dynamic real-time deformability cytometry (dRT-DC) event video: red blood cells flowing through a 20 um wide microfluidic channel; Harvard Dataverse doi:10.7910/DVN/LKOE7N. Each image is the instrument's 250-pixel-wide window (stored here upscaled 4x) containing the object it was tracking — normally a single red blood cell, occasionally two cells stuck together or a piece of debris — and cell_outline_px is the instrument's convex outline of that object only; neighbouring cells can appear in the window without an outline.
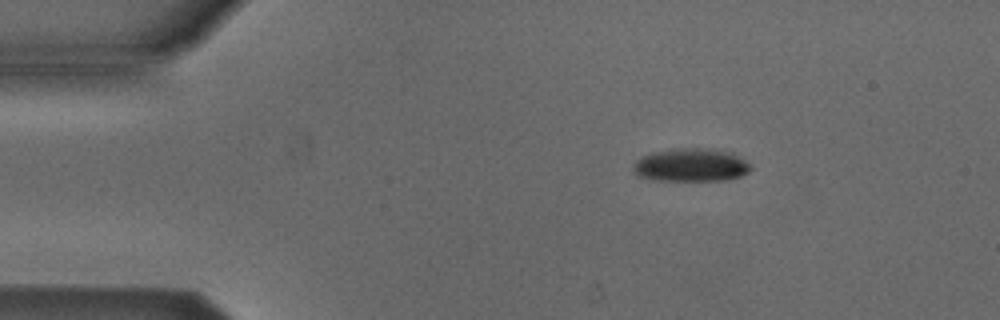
{"species": "Egyptian fruit bat (a non-hibernating species)", "species_latin": "Rousettus aegyptiacus", "temperature_condition": "cold", "stored_images_in_passage": 45, "camera_frame_rate_fps": 3000, "um_per_image_px": 0.085, "animal": {"sex": "male"}, "frame": {"image": 1, "passage_image": 1, "time_ms": 0.0, "image_size_px": [1000, 320], "cell_outline_px": [[752, 168], [748, 172], [740, 176], [728, 180], [656, 180], [640, 176], [632, 168], [632, 164], [640, 156], [652, 152], [676, 148], [712, 148], [732, 152], [744, 160]], "centroid_in_image_um": [58.73, 14.01], "position_along_channel_um": 26.3, "area_um2": 22.77}}
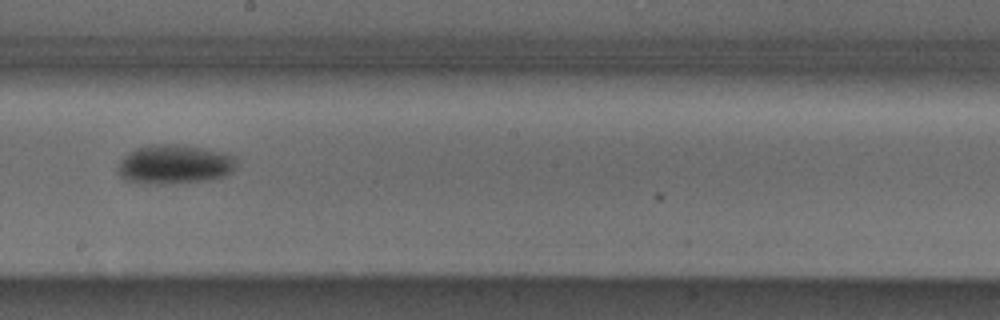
{"frame": {"image": 2, "passage_image": 22, "time_ms": 7.0, "image_size_px": [1000, 320], "cell_outline_px": [[236, 160], [232, 168], [224, 176], [212, 180], [124, 180], [116, 172], [120, 160], [128, 152], [136, 148], [148, 144], [180, 144], [204, 148], [220, 152], [232, 156]], "centroid_in_image_um": [14.79, 13.89], "position_along_channel_um": 233.4, "area_um2": 25.72}}
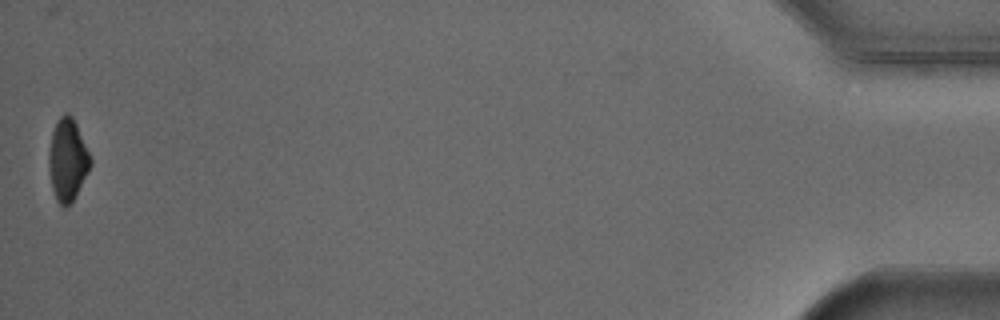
{"frame": {"image": 3, "passage_image": 45, "time_ms": 14.667, "image_size_px": [1000, 320], "cell_outline_px": [[92, 164], [88, 172], [72, 200], [64, 208], [56, 200], [52, 188], [48, 168], [48, 152], [52, 132], [60, 116], [64, 112], [68, 112], [72, 116], [76, 124], [92, 160]], "centroid_in_image_um": [5.72, 13.57], "position_along_channel_um": 429.5, "area_um2": 19.71}, "authors_computed_cell_mechanics": {"area_um2": 24.2182, "velocity_mm_per_s": 3.8688, "shape_relaxation_time_tau1_ms": 5.5352, "shape_relaxation_time_tau2_ms": null, "deformation_change_tau1": 0.1315, "deformation_change_tau2": null}}